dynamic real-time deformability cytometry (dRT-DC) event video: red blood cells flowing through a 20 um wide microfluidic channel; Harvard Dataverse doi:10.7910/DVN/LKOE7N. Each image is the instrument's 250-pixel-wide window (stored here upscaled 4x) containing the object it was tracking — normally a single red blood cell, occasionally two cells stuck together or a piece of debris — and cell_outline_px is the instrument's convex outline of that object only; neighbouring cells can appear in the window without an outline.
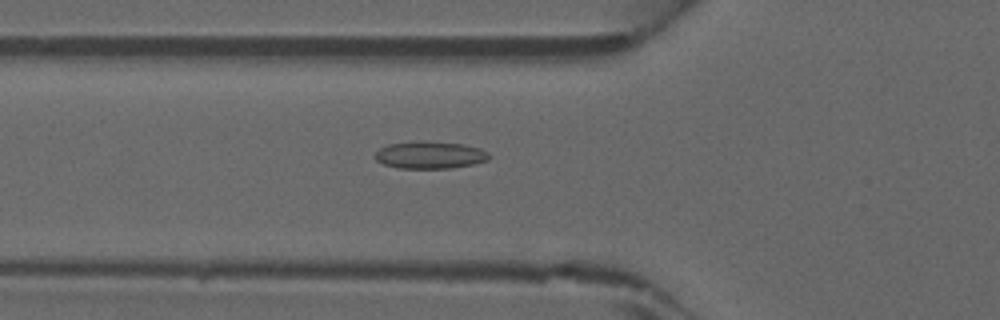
{"species": "common noctule bat (a hibernating species)", "species_latin": "Nyctalus noctula", "temperature_condition": "warm", "stored_images_in_passage": 46, "camera_frame_rate_fps": 3000, "um_per_image_px": 0.085, "animal": {"sex": "male", "forearm_length_mm": 52.5}, "frame": {"image": 1, "passage_image": 17, "time_ms": 5.333, "image_size_px": [1000, 320], "cell_outline_px": [[488, 160], [472, 164], [452, 168], [400, 168], [384, 164], [376, 160], [372, 156], [380, 148], [388, 144], [424, 140], [464, 144], [480, 148], [488, 152]], "centroid_in_image_um": [36.52, 13.16], "position_along_channel_um": 89.3, "area_um2": 18.21}}
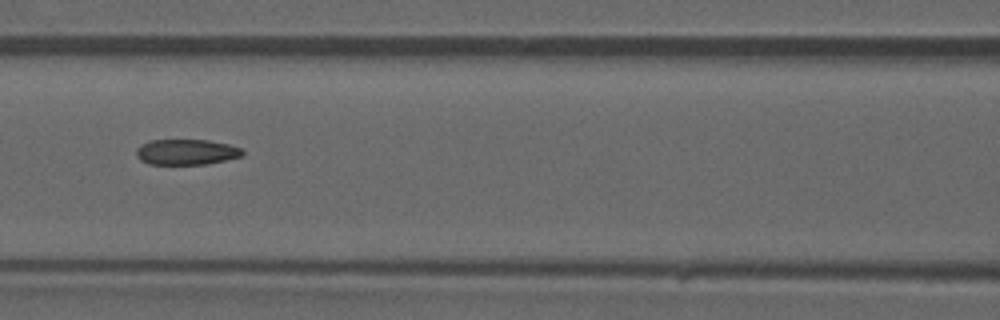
{"frame": {"image": 2, "passage_image": 21, "time_ms": 6.667, "image_size_px": [1000, 320], "cell_outline_px": [[244, 156], [208, 164], [148, 164], [140, 160], [136, 156], [136, 148], [140, 144], [148, 140], [208, 140], [228, 144], [240, 148], [244, 152]], "centroid_in_image_um": [15.82, 12.92], "position_along_channel_um": 150.8, "area_um2": 16.01}}
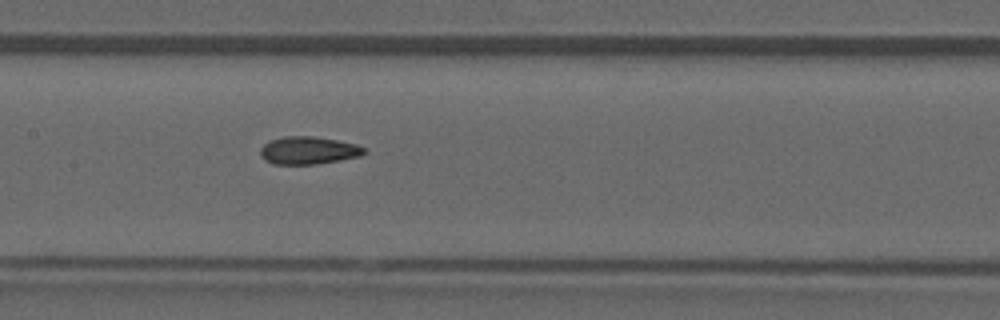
{"frame": {"image": 3, "passage_image": 23, "time_ms": 7.333, "image_size_px": [1000, 320], "cell_outline_px": [[368, 152], [360, 156], [340, 160], [316, 164], [276, 164], [264, 160], [260, 152], [260, 148], [268, 140], [284, 136], [312, 136], [336, 140], [356, 144], [368, 148]], "centroid_in_image_um": [26.24, 12.78], "position_along_channel_um": 181.2, "area_um2": 16.88}}